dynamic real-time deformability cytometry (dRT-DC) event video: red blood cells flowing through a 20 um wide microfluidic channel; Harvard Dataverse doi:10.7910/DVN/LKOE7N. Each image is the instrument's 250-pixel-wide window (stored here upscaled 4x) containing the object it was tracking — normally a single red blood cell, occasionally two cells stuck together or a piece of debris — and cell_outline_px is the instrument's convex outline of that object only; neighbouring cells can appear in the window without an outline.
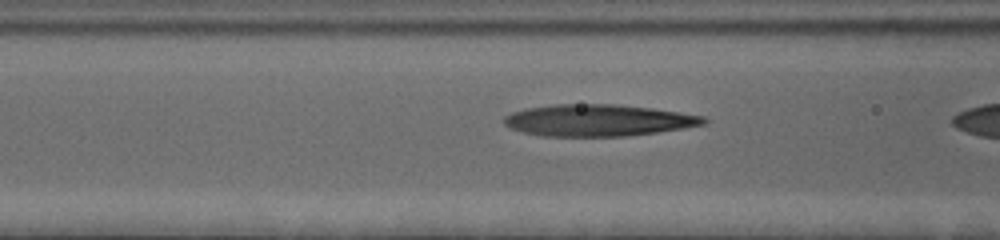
{"species": "human", "species_latin": "Homo sapiens", "temperature_condition": "cold", "stored_images_in_passage": 20, "camera_frame_rate_fps": 3000, "um_per_image_px": 0.085, "donor": {"sex": "female"}, "frame": {"image": 1, "passage_image": 15, "time_ms": 4.667, "image_size_px": [1000, 240], "cell_outline_px": [[708, 124], [684, 128], [628, 136], [540, 136], [524, 132], [512, 128], [504, 124], [504, 116], [512, 112], [524, 108], [552, 104], [612, 104], [652, 108], [704, 116], [708, 120]], "centroid_in_image_um": [50.85, 10.22], "position_along_channel_um": 115.8, "area_um2": 36.99}}